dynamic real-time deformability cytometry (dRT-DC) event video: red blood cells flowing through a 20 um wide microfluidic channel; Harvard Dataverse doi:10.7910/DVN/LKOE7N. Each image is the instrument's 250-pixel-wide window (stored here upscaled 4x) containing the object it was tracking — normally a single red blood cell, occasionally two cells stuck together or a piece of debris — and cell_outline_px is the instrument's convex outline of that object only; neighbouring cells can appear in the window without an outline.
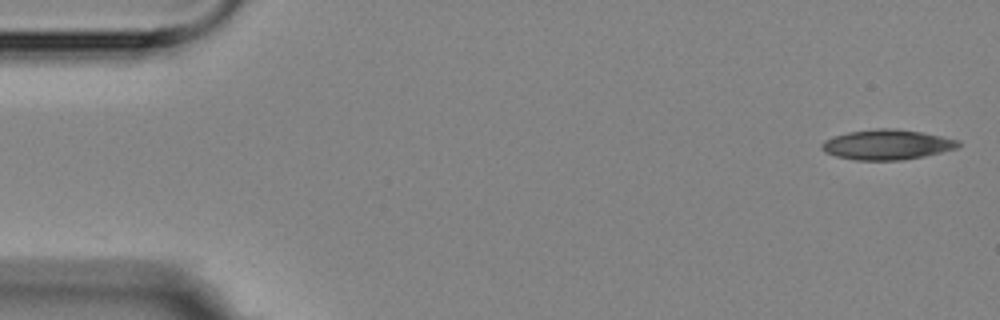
{"species": "Egyptian fruit bat (a non-hibernating species)", "species_latin": "Rousettus aegyptiacus", "temperature_condition": "room temperature", "stored_images_in_passage": 6, "camera_frame_rate_fps": 3000, "um_per_image_px": 0.085, "animal": {"sex": "female"}, "frame": {"image": 1, "passage_image": 1, "time_ms": 0.0, "image_size_px": [1000, 320], "cell_outline_px": [[960, 144], [956, 148], [924, 156], [904, 160], [856, 160], [836, 156], [824, 152], [820, 148], [820, 144], [824, 140], [832, 136], [848, 132], [876, 128], [892, 128], [920, 132], [960, 140]], "centroid_in_image_um": [75.34, 12.29], "position_along_channel_um": 9.7, "area_um2": 23.93}}